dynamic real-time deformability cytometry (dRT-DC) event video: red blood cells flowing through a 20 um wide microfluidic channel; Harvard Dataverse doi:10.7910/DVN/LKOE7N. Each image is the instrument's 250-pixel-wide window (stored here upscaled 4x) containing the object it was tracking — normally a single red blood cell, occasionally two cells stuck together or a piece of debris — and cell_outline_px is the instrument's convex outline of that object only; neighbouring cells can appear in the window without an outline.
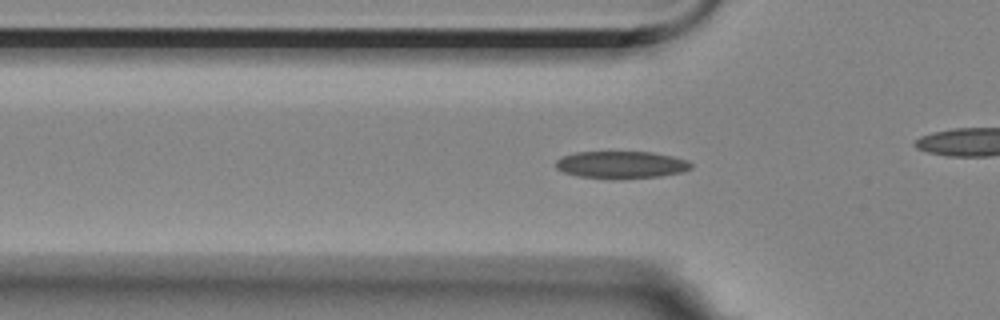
{"species": "Egyptian fruit bat (a non-hibernating species)", "species_latin": "Rousettus aegyptiacus", "temperature_condition": "room temperature", "stored_images_in_passage": 32, "camera_frame_rate_fps": 3000, "um_per_image_px": 0.085, "animal": {"sex": "female"}, "frame": {"image": 1, "passage_image": 5, "time_ms": 1.333, "image_size_px": [1000, 320], "cell_outline_px": [[692, 168], [680, 172], [660, 176], [580, 176], [564, 172], [556, 168], [556, 160], [564, 156], [576, 152], [652, 152], [672, 156], [688, 160], [692, 164]], "centroid_in_image_um": [52.83, 13.95], "position_along_channel_um": 73.0, "area_um2": 20.4}}
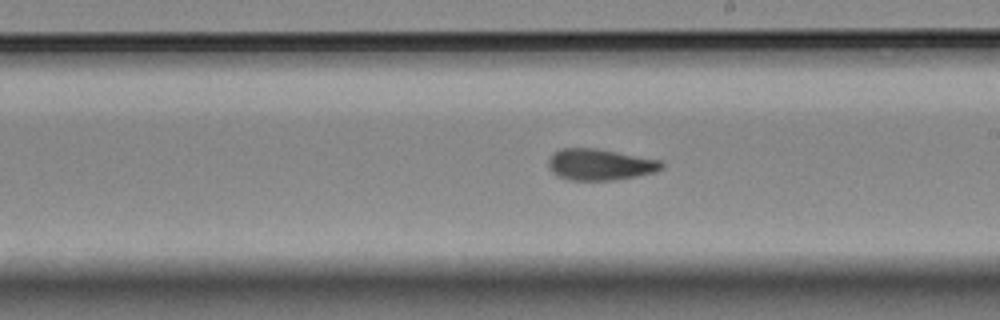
{"frame": {"image": 2, "passage_image": 19, "time_ms": 6.0, "image_size_px": [1000, 320], "cell_outline_px": [[664, 168], [656, 172], [616, 180], [568, 180], [556, 176], [548, 168], [548, 160], [560, 148], [596, 148], [660, 160], [664, 164]], "centroid_in_image_um": [50.99, 14.0], "position_along_channel_um": 238.0, "area_um2": 20.75}}
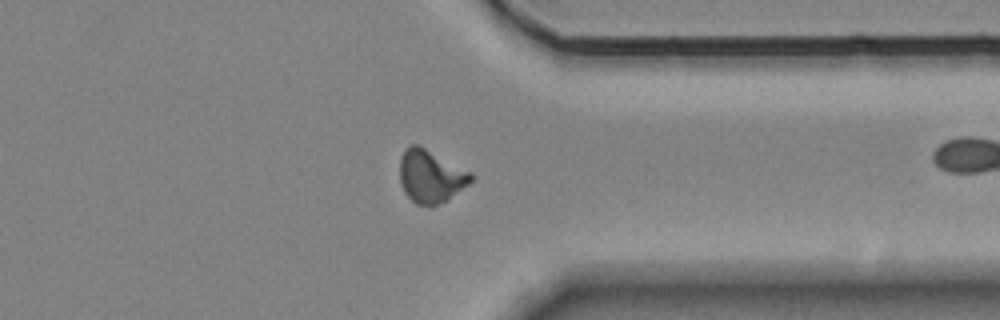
{"frame": {"image": 3, "passage_image": 31, "time_ms": 10.0, "image_size_px": [1000, 320], "cell_outline_px": [[472, 180], [468, 184], [432, 208], [416, 204], [404, 192], [400, 184], [400, 156], [404, 148], [408, 144], [420, 144], [472, 172]], "centroid_in_image_um": [36.56, 14.94], "position_along_channel_um": 374.8, "area_um2": 22.2}}